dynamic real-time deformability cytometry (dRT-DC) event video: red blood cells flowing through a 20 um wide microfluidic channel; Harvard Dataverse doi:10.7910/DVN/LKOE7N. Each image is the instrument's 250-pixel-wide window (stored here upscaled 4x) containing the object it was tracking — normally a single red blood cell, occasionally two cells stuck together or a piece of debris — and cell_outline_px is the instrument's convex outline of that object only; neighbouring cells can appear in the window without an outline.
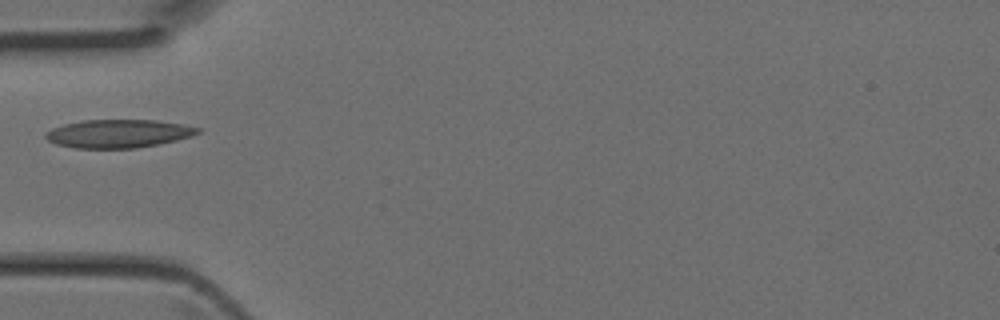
{"species": "Egyptian fruit bat (a non-hibernating species)", "species_latin": "Rousettus aegyptiacus", "temperature_condition": "room temperature", "stored_images_in_passage": 30, "camera_frame_rate_fps": 3000, "um_per_image_px": 0.085, "animal": {"sex": "female"}, "frame": {"image": 1, "passage_image": 1, "time_ms": 0.0, "image_size_px": [1000, 320], "cell_outline_px": [[200, 132], [192, 136], [160, 144], [136, 148], [76, 148], [56, 144], [48, 140], [44, 136], [44, 132], [52, 128], [64, 124], [84, 120], [156, 120], [184, 124], [200, 128]], "centroid_in_image_um": [10.06, 11.35], "position_along_channel_um": 74.9, "area_um2": 25.14}}
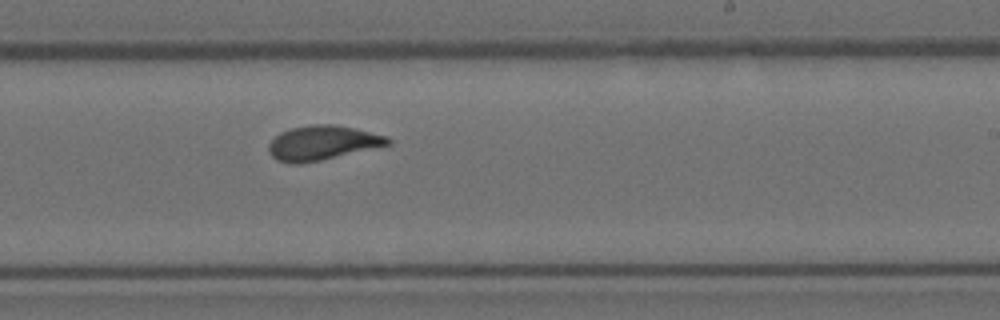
{"frame": {"image": 2, "passage_image": 13, "time_ms": 4.0, "image_size_px": [1000, 320], "cell_outline_px": [[392, 144], [320, 160], [300, 164], [288, 164], [276, 160], [268, 152], [268, 144], [280, 132], [292, 128], [312, 124], [332, 124], [356, 128], [388, 136], [392, 140]], "centroid_in_image_um": [27.4, 12.14], "position_along_channel_um": 261.6, "area_um2": 24.04}}
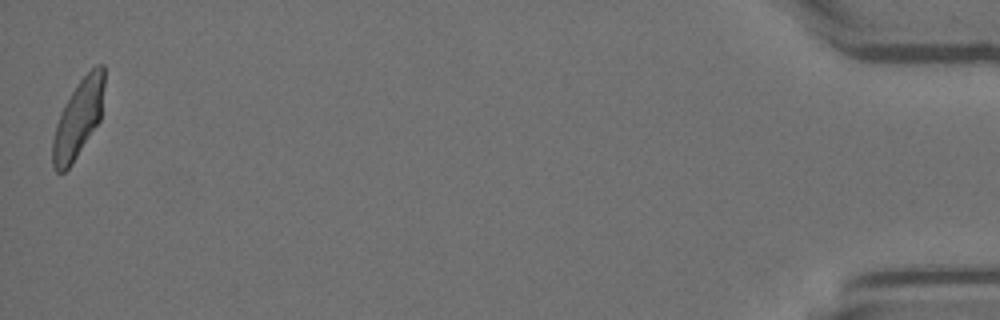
{"frame": {"image": 3, "passage_image": 30, "time_ms": 9.667, "image_size_px": [1000, 320], "cell_outline_px": [[104, 84], [100, 120], [72, 164], [64, 172], [56, 172], [52, 168], [52, 140], [56, 124], [60, 112], [72, 92], [80, 80], [96, 64], [104, 64]], "centroid_in_image_um": [6.63, 10.11], "position_along_channel_um": 428.6, "area_um2": 23.18}}